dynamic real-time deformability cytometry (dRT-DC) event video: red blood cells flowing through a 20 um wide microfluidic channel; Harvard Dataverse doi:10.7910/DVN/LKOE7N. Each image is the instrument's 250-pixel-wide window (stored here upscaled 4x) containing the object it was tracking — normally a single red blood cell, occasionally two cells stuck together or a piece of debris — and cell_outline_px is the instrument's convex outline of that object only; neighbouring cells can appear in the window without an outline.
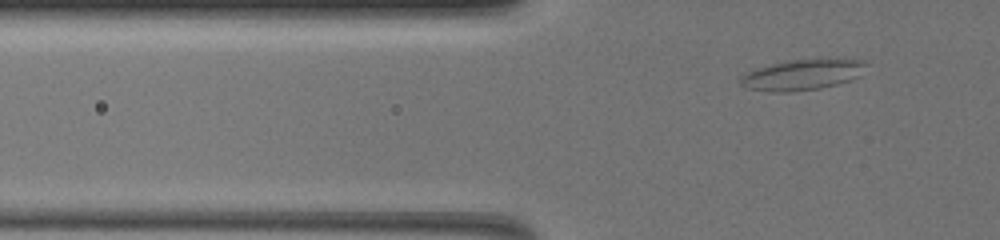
{"species": "common noctule bat (a hibernating species)", "species_latin": "Nyctalus noctula", "temperature_condition": "warm", "stored_images_in_passage": 56, "camera_frame_rate_fps": 3000, "um_per_image_px": 0.085, "animal": {"sex": "female", "body_mass_g": 19.5, "forearm_length_mm": 54.1}, "frame": {"image": 1, "passage_image": 16, "time_ms": 5.0, "image_size_px": [1000, 240], "cell_outline_px": [[864, 64], [856, 76], [848, 80], [836, 84], [820, 88], [788, 92], [772, 92], [744, 88], [740, 84], [740, 76], [748, 72], [772, 64], [792, 60], [860, 60]], "centroid_in_image_um": [68.05, 6.39], "position_along_channel_um": 57.8, "area_um2": 21.44}}
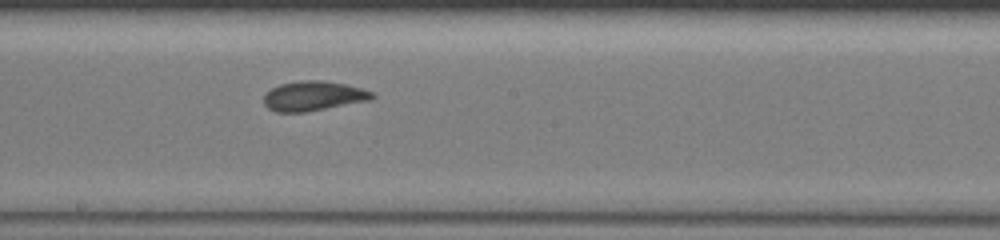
{"frame": {"image": 2, "passage_image": 33, "time_ms": 10.667, "image_size_px": [1000, 240], "cell_outline_px": [[376, 96], [368, 100], [304, 112], [276, 112], [268, 108], [264, 104], [264, 96], [272, 88], [280, 84], [304, 80], [320, 80], [344, 84], [360, 88], [372, 92]], "centroid_in_image_um": [26.6, 8.16], "position_along_channel_um": 221.6, "area_um2": 18.32}}
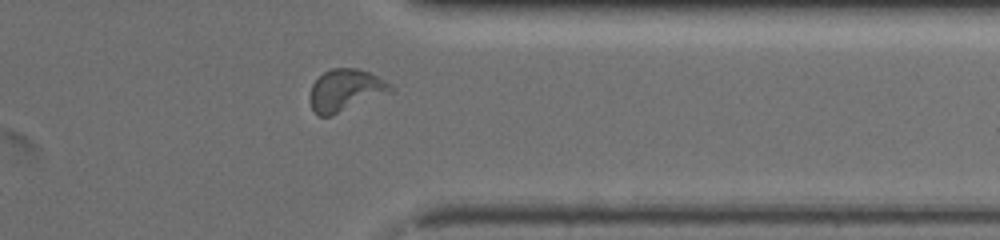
{"frame": {"image": 3, "passage_image": 48, "time_ms": 15.667, "image_size_px": [1000, 240], "cell_outline_px": [[392, 92], [332, 116], [316, 116], [312, 108], [312, 84], [324, 72], [332, 68], [356, 68], [368, 72], [384, 80], [392, 88]], "centroid_in_image_um": [29.37, 7.69], "position_along_channel_um": 382.0, "area_um2": 19.42}}